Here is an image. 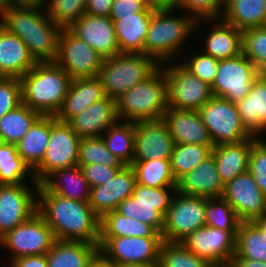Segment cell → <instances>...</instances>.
<instances>
[{
	"mask_svg": "<svg viewBox=\"0 0 266 267\" xmlns=\"http://www.w3.org/2000/svg\"><path fill=\"white\" fill-rule=\"evenodd\" d=\"M37 212L52 229L55 240L84 241L99 245L100 218L88 202H80L37 189Z\"/></svg>",
	"mask_w": 266,
	"mask_h": 267,
	"instance_id": "obj_1",
	"label": "cell"
},
{
	"mask_svg": "<svg viewBox=\"0 0 266 267\" xmlns=\"http://www.w3.org/2000/svg\"><path fill=\"white\" fill-rule=\"evenodd\" d=\"M0 25L21 38L36 63L55 62L62 31L40 6H12L0 14Z\"/></svg>",
	"mask_w": 266,
	"mask_h": 267,
	"instance_id": "obj_2",
	"label": "cell"
},
{
	"mask_svg": "<svg viewBox=\"0 0 266 267\" xmlns=\"http://www.w3.org/2000/svg\"><path fill=\"white\" fill-rule=\"evenodd\" d=\"M196 21L193 16L174 6L155 8L144 42V54L152 57L159 65L179 61L185 47L191 49V42H195L193 36Z\"/></svg>",
	"mask_w": 266,
	"mask_h": 267,
	"instance_id": "obj_3",
	"label": "cell"
},
{
	"mask_svg": "<svg viewBox=\"0 0 266 267\" xmlns=\"http://www.w3.org/2000/svg\"><path fill=\"white\" fill-rule=\"evenodd\" d=\"M71 80L70 75L56 62L36 63L20 78L22 103L41 116H56Z\"/></svg>",
	"mask_w": 266,
	"mask_h": 267,
	"instance_id": "obj_4",
	"label": "cell"
},
{
	"mask_svg": "<svg viewBox=\"0 0 266 267\" xmlns=\"http://www.w3.org/2000/svg\"><path fill=\"white\" fill-rule=\"evenodd\" d=\"M119 121L140 122L162 119L167 111V84L159 66L145 80L116 99Z\"/></svg>",
	"mask_w": 266,
	"mask_h": 267,
	"instance_id": "obj_5",
	"label": "cell"
},
{
	"mask_svg": "<svg viewBox=\"0 0 266 267\" xmlns=\"http://www.w3.org/2000/svg\"><path fill=\"white\" fill-rule=\"evenodd\" d=\"M160 65L145 54L119 53L103 60L98 78L107 97L117 99Z\"/></svg>",
	"mask_w": 266,
	"mask_h": 267,
	"instance_id": "obj_6",
	"label": "cell"
},
{
	"mask_svg": "<svg viewBox=\"0 0 266 267\" xmlns=\"http://www.w3.org/2000/svg\"><path fill=\"white\" fill-rule=\"evenodd\" d=\"M54 241L52 229L46 224L44 218L36 212L27 221L0 238V249H3V252L9 251L7 252L9 255L6 253L7 257L9 256L6 259L8 261L1 260L0 265L7 267L12 260L22 256L47 254Z\"/></svg>",
	"mask_w": 266,
	"mask_h": 267,
	"instance_id": "obj_7",
	"label": "cell"
},
{
	"mask_svg": "<svg viewBox=\"0 0 266 267\" xmlns=\"http://www.w3.org/2000/svg\"><path fill=\"white\" fill-rule=\"evenodd\" d=\"M177 187L151 188L136 183L132 196L124 199L117 208L121 215L152 226L162 234L164 217Z\"/></svg>",
	"mask_w": 266,
	"mask_h": 267,
	"instance_id": "obj_8",
	"label": "cell"
},
{
	"mask_svg": "<svg viewBox=\"0 0 266 267\" xmlns=\"http://www.w3.org/2000/svg\"><path fill=\"white\" fill-rule=\"evenodd\" d=\"M81 138L67 122L50 116V137L42 162L33 170L35 180L41 184L56 170L78 165Z\"/></svg>",
	"mask_w": 266,
	"mask_h": 267,
	"instance_id": "obj_9",
	"label": "cell"
},
{
	"mask_svg": "<svg viewBox=\"0 0 266 267\" xmlns=\"http://www.w3.org/2000/svg\"><path fill=\"white\" fill-rule=\"evenodd\" d=\"M167 84L168 107L198 111L212 97L211 85L186 70L179 61L160 64Z\"/></svg>",
	"mask_w": 266,
	"mask_h": 267,
	"instance_id": "obj_10",
	"label": "cell"
},
{
	"mask_svg": "<svg viewBox=\"0 0 266 267\" xmlns=\"http://www.w3.org/2000/svg\"><path fill=\"white\" fill-rule=\"evenodd\" d=\"M198 111L214 146L240 143L253 137L243 125L236 104L227 99L213 96Z\"/></svg>",
	"mask_w": 266,
	"mask_h": 267,
	"instance_id": "obj_11",
	"label": "cell"
},
{
	"mask_svg": "<svg viewBox=\"0 0 266 267\" xmlns=\"http://www.w3.org/2000/svg\"><path fill=\"white\" fill-rule=\"evenodd\" d=\"M206 198L176 191L164 217L163 241L181 242L196 229L206 226Z\"/></svg>",
	"mask_w": 266,
	"mask_h": 267,
	"instance_id": "obj_12",
	"label": "cell"
},
{
	"mask_svg": "<svg viewBox=\"0 0 266 267\" xmlns=\"http://www.w3.org/2000/svg\"><path fill=\"white\" fill-rule=\"evenodd\" d=\"M259 75L256 67L242 53L234 58L219 60L218 71L211 85L212 95L237 104L248 95Z\"/></svg>",
	"mask_w": 266,
	"mask_h": 267,
	"instance_id": "obj_13",
	"label": "cell"
},
{
	"mask_svg": "<svg viewBox=\"0 0 266 267\" xmlns=\"http://www.w3.org/2000/svg\"><path fill=\"white\" fill-rule=\"evenodd\" d=\"M162 237H100L98 250L114 265L158 264Z\"/></svg>",
	"mask_w": 266,
	"mask_h": 267,
	"instance_id": "obj_14",
	"label": "cell"
},
{
	"mask_svg": "<svg viewBox=\"0 0 266 267\" xmlns=\"http://www.w3.org/2000/svg\"><path fill=\"white\" fill-rule=\"evenodd\" d=\"M237 232L203 226L189 234L181 243L214 267H228L235 254Z\"/></svg>",
	"mask_w": 266,
	"mask_h": 267,
	"instance_id": "obj_15",
	"label": "cell"
},
{
	"mask_svg": "<svg viewBox=\"0 0 266 267\" xmlns=\"http://www.w3.org/2000/svg\"><path fill=\"white\" fill-rule=\"evenodd\" d=\"M104 58L90 45L78 39L68 29H62L59 37L56 63L71 77H97Z\"/></svg>",
	"mask_w": 266,
	"mask_h": 267,
	"instance_id": "obj_16",
	"label": "cell"
},
{
	"mask_svg": "<svg viewBox=\"0 0 266 267\" xmlns=\"http://www.w3.org/2000/svg\"><path fill=\"white\" fill-rule=\"evenodd\" d=\"M38 183L0 185V238L37 212Z\"/></svg>",
	"mask_w": 266,
	"mask_h": 267,
	"instance_id": "obj_17",
	"label": "cell"
},
{
	"mask_svg": "<svg viewBox=\"0 0 266 267\" xmlns=\"http://www.w3.org/2000/svg\"><path fill=\"white\" fill-rule=\"evenodd\" d=\"M203 26L206 30H203L205 29ZM201 31H204L203 33L205 34H200L201 40L199 41L198 38L195 40V43L198 41L199 45L197 43L195 46H199L198 48L201 47L200 50L212 56L214 59H230L242 53V31L226 23L221 18L197 20L195 34Z\"/></svg>",
	"mask_w": 266,
	"mask_h": 267,
	"instance_id": "obj_18",
	"label": "cell"
},
{
	"mask_svg": "<svg viewBox=\"0 0 266 267\" xmlns=\"http://www.w3.org/2000/svg\"><path fill=\"white\" fill-rule=\"evenodd\" d=\"M222 197L233 207L241 222L253 221L266 213V195L249 171L226 183Z\"/></svg>",
	"mask_w": 266,
	"mask_h": 267,
	"instance_id": "obj_19",
	"label": "cell"
},
{
	"mask_svg": "<svg viewBox=\"0 0 266 267\" xmlns=\"http://www.w3.org/2000/svg\"><path fill=\"white\" fill-rule=\"evenodd\" d=\"M175 142L164 119L135 123L134 160L170 159Z\"/></svg>",
	"mask_w": 266,
	"mask_h": 267,
	"instance_id": "obj_20",
	"label": "cell"
},
{
	"mask_svg": "<svg viewBox=\"0 0 266 267\" xmlns=\"http://www.w3.org/2000/svg\"><path fill=\"white\" fill-rule=\"evenodd\" d=\"M68 30L94 48L104 59L120 53L110 17L85 13Z\"/></svg>",
	"mask_w": 266,
	"mask_h": 267,
	"instance_id": "obj_21",
	"label": "cell"
},
{
	"mask_svg": "<svg viewBox=\"0 0 266 267\" xmlns=\"http://www.w3.org/2000/svg\"><path fill=\"white\" fill-rule=\"evenodd\" d=\"M135 184L133 168L125 165L106 184L91 187L88 204L101 219L106 213L117 210L124 199L132 196Z\"/></svg>",
	"mask_w": 266,
	"mask_h": 267,
	"instance_id": "obj_22",
	"label": "cell"
},
{
	"mask_svg": "<svg viewBox=\"0 0 266 267\" xmlns=\"http://www.w3.org/2000/svg\"><path fill=\"white\" fill-rule=\"evenodd\" d=\"M175 144H198L214 147L199 111L167 108L163 116Z\"/></svg>",
	"mask_w": 266,
	"mask_h": 267,
	"instance_id": "obj_23",
	"label": "cell"
},
{
	"mask_svg": "<svg viewBox=\"0 0 266 267\" xmlns=\"http://www.w3.org/2000/svg\"><path fill=\"white\" fill-rule=\"evenodd\" d=\"M119 121L116 100L105 97L89 105L67 123L80 138L100 137Z\"/></svg>",
	"mask_w": 266,
	"mask_h": 267,
	"instance_id": "obj_24",
	"label": "cell"
},
{
	"mask_svg": "<svg viewBox=\"0 0 266 267\" xmlns=\"http://www.w3.org/2000/svg\"><path fill=\"white\" fill-rule=\"evenodd\" d=\"M177 191L203 198L222 197L224 184L220 179L214 156L211 154L192 171L177 181Z\"/></svg>",
	"mask_w": 266,
	"mask_h": 267,
	"instance_id": "obj_25",
	"label": "cell"
},
{
	"mask_svg": "<svg viewBox=\"0 0 266 267\" xmlns=\"http://www.w3.org/2000/svg\"><path fill=\"white\" fill-rule=\"evenodd\" d=\"M106 97L98 77L71 80L64 102L56 114V119L68 122L89 105Z\"/></svg>",
	"mask_w": 266,
	"mask_h": 267,
	"instance_id": "obj_26",
	"label": "cell"
},
{
	"mask_svg": "<svg viewBox=\"0 0 266 267\" xmlns=\"http://www.w3.org/2000/svg\"><path fill=\"white\" fill-rule=\"evenodd\" d=\"M35 64L24 41L0 25V77L21 78Z\"/></svg>",
	"mask_w": 266,
	"mask_h": 267,
	"instance_id": "obj_27",
	"label": "cell"
},
{
	"mask_svg": "<svg viewBox=\"0 0 266 267\" xmlns=\"http://www.w3.org/2000/svg\"><path fill=\"white\" fill-rule=\"evenodd\" d=\"M257 140V136H253L240 143L222 144L212 148L211 154L214 156L220 179L224 185L239 174L248 171L251 148Z\"/></svg>",
	"mask_w": 266,
	"mask_h": 267,
	"instance_id": "obj_28",
	"label": "cell"
},
{
	"mask_svg": "<svg viewBox=\"0 0 266 267\" xmlns=\"http://www.w3.org/2000/svg\"><path fill=\"white\" fill-rule=\"evenodd\" d=\"M243 125L253 135L266 132V74H260L250 92L237 104Z\"/></svg>",
	"mask_w": 266,
	"mask_h": 267,
	"instance_id": "obj_29",
	"label": "cell"
},
{
	"mask_svg": "<svg viewBox=\"0 0 266 267\" xmlns=\"http://www.w3.org/2000/svg\"><path fill=\"white\" fill-rule=\"evenodd\" d=\"M152 13L141 12L135 13V16L110 17L120 53L144 54V42Z\"/></svg>",
	"mask_w": 266,
	"mask_h": 267,
	"instance_id": "obj_30",
	"label": "cell"
},
{
	"mask_svg": "<svg viewBox=\"0 0 266 267\" xmlns=\"http://www.w3.org/2000/svg\"><path fill=\"white\" fill-rule=\"evenodd\" d=\"M41 184L58 196L89 201L91 187L78 165L54 171Z\"/></svg>",
	"mask_w": 266,
	"mask_h": 267,
	"instance_id": "obj_31",
	"label": "cell"
},
{
	"mask_svg": "<svg viewBox=\"0 0 266 267\" xmlns=\"http://www.w3.org/2000/svg\"><path fill=\"white\" fill-rule=\"evenodd\" d=\"M221 19L241 31L266 26V0H224Z\"/></svg>",
	"mask_w": 266,
	"mask_h": 267,
	"instance_id": "obj_32",
	"label": "cell"
},
{
	"mask_svg": "<svg viewBox=\"0 0 266 267\" xmlns=\"http://www.w3.org/2000/svg\"><path fill=\"white\" fill-rule=\"evenodd\" d=\"M98 251L96 244L84 241L55 240L46 254L48 267H86Z\"/></svg>",
	"mask_w": 266,
	"mask_h": 267,
	"instance_id": "obj_33",
	"label": "cell"
},
{
	"mask_svg": "<svg viewBox=\"0 0 266 267\" xmlns=\"http://www.w3.org/2000/svg\"><path fill=\"white\" fill-rule=\"evenodd\" d=\"M50 137V116H40L16 143L18 155L34 170L43 160Z\"/></svg>",
	"mask_w": 266,
	"mask_h": 267,
	"instance_id": "obj_34",
	"label": "cell"
},
{
	"mask_svg": "<svg viewBox=\"0 0 266 267\" xmlns=\"http://www.w3.org/2000/svg\"><path fill=\"white\" fill-rule=\"evenodd\" d=\"M162 237L149 224L128 218L116 210L106 213L100 219V237Z\"/></svg>",
	"mask_w": 266,
	"mask_h": 267,
	"instance_id": "obj_35",
	"label": "cell"
},
{
	"mask_svg": "<svg viewBox=\"0 0 266 267\" xmlns=\"http://www.w3.org/2000/svg\"><path fill=\"white\" fill-rule=\"evenodd\" d=\"M37 183L33 170L18 155L16 144L0 142V185Z\"/></svg>",
	"mask_w": 266,
	"mask_h": 267,
	"instance_id": "obj_36",
	"label": "cell"
},
{
	"mask_svg": "<svg viewBox=\"0 0 266 267\" xmlns=\"http://www.w3.org/2000/svg\"><path fill=\"white\" fill-rule=\"evenodd\" d=\"M102 138L107 149L124 165H131L134 160L135 123L118 121L110 126Z\"/></svg>",
	"mask_w": 266,
	"mask_h": 267,
	"instance_id": "obj_37",
	"label": "cell"
},
{
	"mask_svg": "<svg viewBox=\"0 0 266 267\" xmlns=\"http://www.w3.org/2000/svg\"><path fill=\"white\" fill-rule=\"evenodd\" d=\"M135 173L136 183L151 187H177L170 159H155L147 161H133L130 165Z\"/></svg>",
	"mask_w": 266,
	"mask_h": 267,
	"instance_id": "obj_38",
	"label": "cell"
},
{
	"mask_svg": "<svg viewBox=\"0 0 266 267\" xmlns=\"http://www.w3.org/2000/svg\"><path fill=\"white\" fill-rule=\"evenodd\" d=\"M41 115L23 103L0 118V142L16 144Z\"/></svg>",
	"mask_w": 266,
	"mask_h": 267,
	"instance_id": "obj_39",
	"label": "cell"
},
{
	"mask_svg": "<svg viewBox=\"0 0 266 267\" xmlns=\"http://www.w3.org/2000/svg\"><path fill=\"white\" fill-rule=\"evenodd\" d=\"M233 257L266 262V233L261 231L252 221L240 222Z\"/></svg>",
	"mask_w": 266,
	"mask_h": 267,
	"instance_id": "obj_40",
	"label": "cell"
},
{
	"mask_svg": "<svg viewBox=\"0 0 266 267\" xmlns=\"http://www.w3.org/2000/svg\"><path fill=\"white\" fill-rule=\"evenodd\" d=\"M209 146L198 144H175L170 158L171 171L178 181L211 155Z\"/></svg>",
	"mask_w": 266,
	"mask_h": 267,
	"instance_id": "obj_41",
	"label": "cell"
},
{
	"mask_svg": "<svg viewBox=\"0 0 266 267\" xmlns=\"http://www.w3.org/2000/svg\"><path fill=\"white\" fill-rule=\"evenodd\" d=\"M158 267H214L206 259L191 253L181 242L163 241Z\"/></svg>",
	"mask_w": 266,
	"mask_h": 267,
	"instance_id": "obj_42",
	"label": "cell"
},
{
	"mask_svg": "<svg viewBox=\"0 0 266 267\" xmlns=\"http://www.w3.org/2000/svg\"><path fill=\"white\" fill-rule=\"evenodd\" d=\"M92 163L109 167L125 166L121 160L107 149L102 136L81 138L78 151V166Z\"/></svg>",
	"mask_w": 266,
	"mask_h": 267,
	"instance_id": "obj_43",
	"label": "cell"
},
{
	"mask_svg": "<svg viewBox=\"0 0 266 267\" xmlns=\"http://www.w3.org/2000/svg\"><path fill=\"white\" fill-rule=\"evenodd\" d=\"M87 0H44L46 14L62 29H68L86 9Z\"/></svg>",
	"mask_w": 266,
	"mask_h": 267,
	"instance_id": "obj_44",
	"label": "cell"
},
{
	"mask_svg": "<svg viewBox=\"0 0 266 267\" xmlns=\"http://www.w3.org/2000/svg\"><path fill=\"white\" fill-rule=\"evenodd\" d=\"M206 226L223 231H238L240 220L233 207L223 198H206Z\"/></svg>",
	"mask_w": 266,
	"mask_h": 267,
	"instance_id": "obj_45",
	"label": "cell"
},
{
	"mask_svg": "<svg viewBox=\"0 0 266 267\" xmlns=\"http://www.w3.org/2000/svg\"><path fill=\"white\" fill-rule=\"evenodd\" d=\"M242 54L260 74H266V26L242 31Z\"/></svg>",
	"mask_w": 266,
	"mask_h": 267,
	"instance_id": "obj_46",
	"label": "cell"
},
{
	"mask_svg": "<svg viewBox=\"0 0 266 267\" xmlns=\"http://www.w3.org/2000/svg\"><path fill=\"white\" fill-rule=\"evenodd\" d=\"M192 48H194V50L191 49L192 53L190 52L189 55L186 51V54L181 55L182 58L179 59V63L192 75H195L202 81L212 85L218 71L219 60L214 59L212 56L204 53L202 50H200V48L197 49L194 44ZM183 57L185 59H183Z\"/></svg>",
	"mask_w": 266,
	"mask_h": 267,
	"instance_id": "obj_47",
	"label": "cell"
},
{
	"mask_svg": "<svg viewBox=\"0 0 266 267\" xmlns=\"http://www.w3.org/2000/svg\"><path fill=\"white\" fill-rule=\"evenodd\" d=\"M173 6L196 20L221 18L224 0H178Z\"/></svg>",
	"mask_w": 266,
	"mask_h": 267,
	"instance_id": "obj_48",
	"label": "cell"
},
{
	"mask_svg": "<svg viewBox=\"0 0 266 267\" xmlns=\"http://www.w3.org/2000/svg\"><path fill=\"white\" fill-rule=\"evenodd\" d=\"M21 104L20 78L0 77V118Z\"/></svg>",
	"mask_w": 266,
	"mask_h": 267,
	"instance_id": "obj_49",
	"label": "cell"
},
{
	"mask_svg": "<svg viewBox=\"0 0 266 267\" xmlns=\"http://www.w3.org/2000/svg\"><path fill=\"white\" fill-rule=\"evenodd\" d=\"M248 171L261 192L266 195V147L259 140L252 145Z\"/></svg>",
	"mask_w": 266,
	"mask_h": 267,
	"instance_id": "obj_50",
	"label": "cell"
},
{
	"mask_svg": "<svg viewBox=\"0 0 266 267\" xmlns=\"http://www.w3.org/2000/svg\"><path fill=\"white\" fill-rule=\"evenodd\" d=\"M80 168L90 187H95L106 184L108 180H112L123 167H109L103 164L92 163L80 165Z\"/></svg>",
	"mask_w": 266,
	"mask_h": 267,
	"instance_id": "obj_51",
	"label": "cell"
},
{
	"mask_svg": "<svg viewBox=\"0 0 266 267\" xmlns=\"http://www.w3.org/2000/svg\"><path fill=\"white\" fill-rule=\"evenodd\" d=\"M155 8L150 7L143 0H114L109 17L135 16V13L153 12Z\"/></svg>",
	"mask_w": 266,
	"mask_h": 267,
	"instance_id": "obj_52",
	"label": "cell"
},
{
	"mask_svg": "<svg viewBox=\"0 0 266 267\" xmlns=\"http://www.w3.org/2000/svg\"><path fill=\"white\" fill-rule=\"evenodd\" d=\"M114 0H87L85 12L91 15L109 17Z\"/></svg>",
	"mask_w": 266,
	"mask_h": 267,
	"instance_id": "obj_53",
	"label": "cell"
},
{
	"mask_svg": "<svg viewBox=\"0 0 266 267\" xmlns=\"http://www.w3.org/2000/svg\"><path fill=\"white\" fill-rule=\"evenodd\" d=\"M7 267H48L46 254L22 256L12 260Z\"/></svg>",
	"mask_w": 266,
	"mask_h": 267,
	"instance_id": "obj_54",
	"label": "cell"
},
{
	"mask_svg": "<svg viewBox=\"0 0 266 267\" xmlns=\"http://www.w3.org/2000/svg\"><path fill=\"white\" fill-rule=\"evenodd\" d=\"M228 267H266L265 261L233 257Z\"/></svg>",
	"mask_w": 266,
	"mask_h": 267,
	"instance_id": "obj_55",
	"label": "cell"
},
{
	"mask_svg": "<svg viewBox=\"0 0 266 267\" xmlns=\"http://www.w3.org/2000/svg\"><path fill=\"white\" fill-rule=\"evenodd\" d=\"M86 267H116L99 250L87 262Z\"/></svg>",
	"mask_w": 266,
	"mask_h": 267,
	"instance_id": "obj_56",
	"label": "cell"
},
{
	"mask_svg": "<svg viewBox=\"0 0 266 267\" xmlns=\"http://www.w3.org/2000/svg\"><path fill=\"white\" fill-rule=\"evenodd\" d=\"M15 6H40L44 4V0H13Z\"/></svg>",
	"mask_w": 266,
	"mask_h": 267,
	"instance_id": "obj_57",
	"label": "cell"
},
{
	"mask_svg": "<svg viewBox=\"0 0 266 267\" xmlns=\"http://www.w3.org/2000/svg\"><path fill=\"white\" fill-rule=\"evenodd\" d=\"M261 231L266 233V213L252 221Z\"/></svg>",
	"mask_w": 266,
	"mask_h": 267,
	"instance_id": "obj_58",
	"label": "cell"
},
{
	"mask_svg": "<svg viewBox=\"0 0 266 267\" xmlns=\"http://www.w3.org/2000/svg\"><path fill=\"white\" fill-rule=\"evenodd\" d=\"M12 6H15L13 0H0V14Z\"/></svg>",
	"mask_w": 266,
	"mask_h": 267,
	"instance_id": "obj_59",
	"label": "cell"
},
{
	"mask_svg": "<svg viewBox=\"0 0 266 267\" xmlns=\"http://www.w3.org/2000/svg\"><path fill=\"white\" fill-rule=\"evenodd\" d=\"M116 267H158V264L131 263V264L116 265Z\"/></svg>",
	"mask_w": 266,
	"mask_h": 267,
	"instance_id": "obj_60",
	"label": "cell"
},
{
	"mask_svg": "<svg viewBox=\"0 0 266 267\" xmlns=\"http://www.w3.org/2000/svg\"><path fill=\"white\" fill-rule=\"evenodd\" d=\"M143 1L153 8H161L164 6L160 0H143Z\"/></svg>",
	"mask_w": 266,
	"mask_h": 267,
	"instance_id": "obj_61",
	"label": "cell"
},
{
	"mask_svg": "<svg viewBox=\"0 0 266 267\" xmlns=\"http://www.w3.org/2000/svg\"><path fill=\"white\" fill-rule=\"evenodd\" d=\"M257 139L266 147V132L261 133L260 135H258Z\"/></svg>",
	"mask_w": 266,
	"mask_h": 267,
	"instance_id": "obj_62",
	"label": "cell"
},
{
	"mask_svg": "<svg viewBox=\"0 0 266 267\" xmlns=\"http://www.w3.org/2000/svg\"><path fill=\"white\" fill-rule=\"evenodd\" d=\"M160 1L164 6L166 5L173 6L178 0H160Z\"/></svg>",
	"mask_w": 266,
	"mask_h": 267,
	"instance_id": "obj_63",
	"label": "cell"
}]
</instances>
